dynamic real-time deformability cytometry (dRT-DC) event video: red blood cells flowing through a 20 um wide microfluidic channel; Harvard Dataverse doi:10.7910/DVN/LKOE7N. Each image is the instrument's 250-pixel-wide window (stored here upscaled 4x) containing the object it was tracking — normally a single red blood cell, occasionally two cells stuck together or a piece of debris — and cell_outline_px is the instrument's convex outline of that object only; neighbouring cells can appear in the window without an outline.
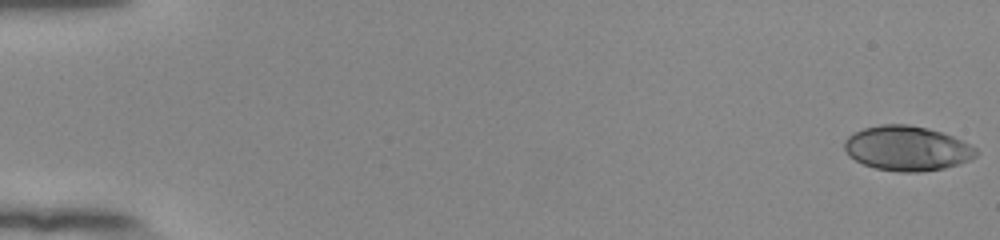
{"species": "human", "species_latin": "Homo sapiens", "temperature_condition": "room temperature", "stored_images_in_passage": 54, "camera_frame_rate_fps": 3000, "um_per_image_px": 0.085, "donor": {"sex": "female"}, "frame": {"image": 1, "passage_image": 1, "time_ms": 0.0, "image_size_px": [1000, 240], "cell_outline_px": [[980, 152], [976, 156], [968, 160], [944, 168], [920, 172], [900, 172], [876, 168], [864, 164], [848, 156], [844, 148], [844, 140], [852, 132], [864, 128], [880, 124], [908, 124], [928, 128], [952, 136], [976, 148]], "centroid_in_image_um": [77.06, 12.6], "position_along_channel_um": 7.9, "area_um2": 34.28}}
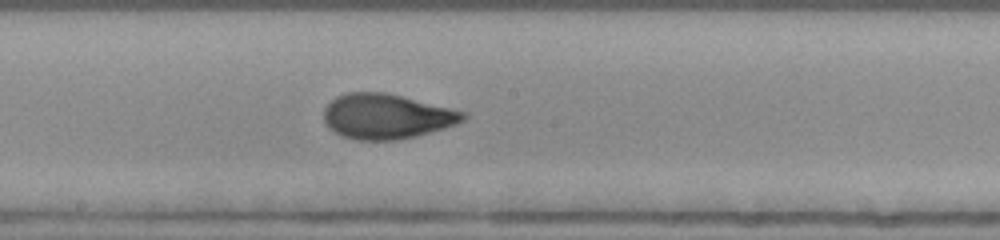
{"frame": {"image": 2, "passage_image": 31, "time_ms": 10.0, "image_size_px": [1000, 240], "cell_outline_px": [[468, 116], [464, 120], [456, 124], [444, 128], [416, 136], [392, 140], [356, 140], [340, 136], [332, 132], [328, 128], [324, 120], [324, 108], [336, 96], [348, 92], [384, 92], [468, 112]], "centroid_in_image_um": [32.84, 9.9], "position_along_channel_um": 215.4, "area_um2": 36.65}}
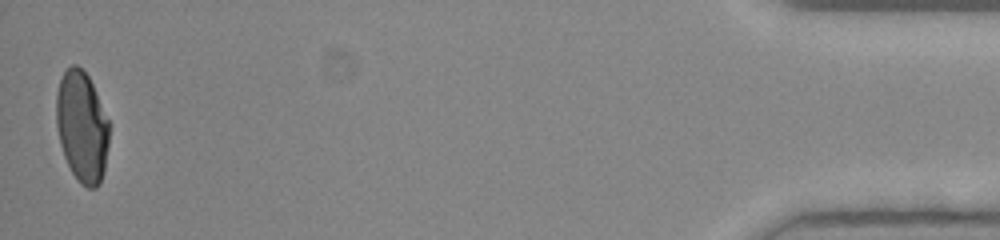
{"frame": {"image": 3, "passage_image": 54, "time_ms": 17.667, "image_size_px": [1000, 240], "cell_outline_px": [[108, 144], [104, 172], [100, 184], [96, 188], [88, 188], [80, 184], [72, 172], [64, 156], [60, 144], [56, 124], [56, 92], [60, 80], [64, 72], [72, 64], [76, 64], [88, 76], [92, 84], [108, 120]], "centroid_in_image_um": [6.95, 10.79], "position_along_channel_um": 428.2, "area_um2": 34.04}, "authors_computed_cell_mechanics": {"area_um2": 35.4025, "velocity_mm_per_s": 3.8854, "shape_relaxation_time_tau1_ms": 5.6534, "shape_relaxation_time_tau2_ms": 0.7571, "deformation_change_tau1": 0.1964, "deformation_change_tau2": 0.0598}}